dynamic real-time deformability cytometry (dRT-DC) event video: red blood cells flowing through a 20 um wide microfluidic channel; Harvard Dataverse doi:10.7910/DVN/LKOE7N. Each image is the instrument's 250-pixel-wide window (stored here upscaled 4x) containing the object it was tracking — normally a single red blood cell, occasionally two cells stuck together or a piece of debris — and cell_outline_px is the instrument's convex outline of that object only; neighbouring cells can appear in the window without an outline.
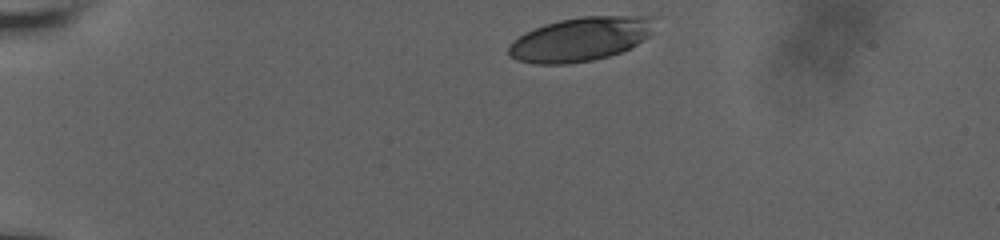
{"species": "human", "species_latin": "Homo sapiens", "temperature_condition": "room temperature", "stored_images_in_passage": 38, "camera_frame_rate_fps": 3000, "um_per_image_px": 0.085, "donor": {"sex": "male"}, "frame": {"image": 1, "passage_image": 1, "time_ms": 0.0, "image_size_px": [1000, 240], "cell_outline_px": [[652, 16], [648, 36], [636, 44], [620, 52], [608, 56], [592, 60], [568, 64], [536, 64], [516, 60], [508, 56], [508, 48], [524, 32], [544, 24], [560, 20], [580, 16]], "centroid_in_image_um": [49.26, 3.34], "position_along_channel_um": 35.7, "area_um2": 36.88}}
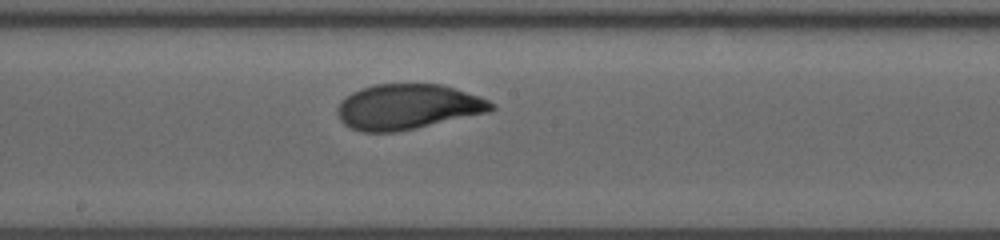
{"frame": {"image": 2, "passage_image": 22, "time_ms": 7.0, "image_size_px": [1000, 240], "cell_outline_px": [[496, 108], [488, 112], [416, 128], [396, 132], [364, 132], [348, 128], [340, 120], [336, 112], [336, 108], [340, 100], [352, 92], [372, 84], [440, 84], [456, 88], [480, 96], [496, 104]], "centroid_in_image_um": [34.63, 9.07], "position_along_channel_um": 213.6, "area_um2": 40.86}}
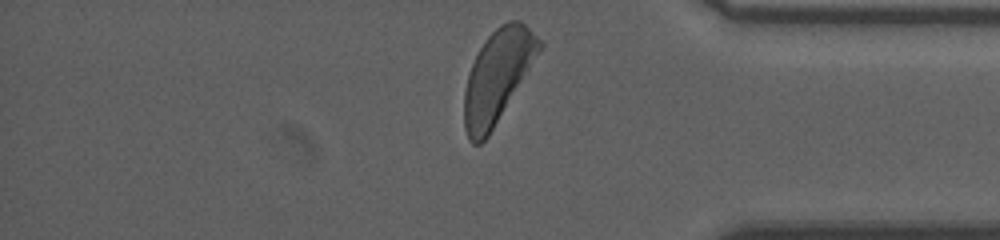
{"frame": {"image": 3, "passage_image": 38, "time_ms": 12.333, "image_size_px": [1000, 240], "cell_outline_px": [[544, 44], [488, 136], [480, 144], [472, 144], [468, 140], [464, 128], [464, 92], [468, 76], [472, 64], [484, 40], [500, 24], [508, 20], [520, 20]], "centroid_in_image_um": [42.26, 6.49], "position_along_channel_um": 392.9, "area_um2": 39.59}, "authors_computed_cell_mechanics": {"area_um2": 40.5467, "velocity_mm_per_s": 3.6088, "shape_relaxation_time_tau1_ms": 3.2159, "shape_relaxation_time_tau2_ms": null, "deformation_change_tau1": 0.1599, "deformation_change_tau2": null}}